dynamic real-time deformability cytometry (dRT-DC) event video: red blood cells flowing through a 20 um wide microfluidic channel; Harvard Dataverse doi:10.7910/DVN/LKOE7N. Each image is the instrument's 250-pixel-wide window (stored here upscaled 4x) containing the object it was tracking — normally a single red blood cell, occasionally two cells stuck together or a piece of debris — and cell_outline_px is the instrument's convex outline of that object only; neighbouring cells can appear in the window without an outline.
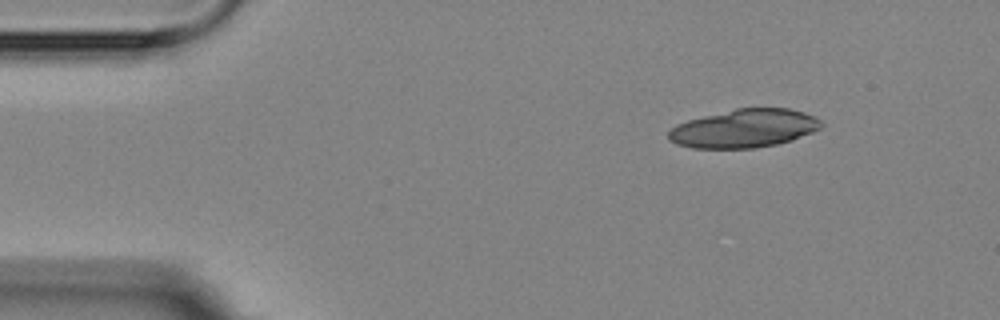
{"species": "Egyptian fruit bat (a non-hibernating species)", "species_latin": "Rousettus aegyptiacus", "temperature_condition": "room temperature", "stored_images_in_passage": 14, "camera_frame_rate_fps": 3000, "um_per_image_px": 0.085, "animal": {"sex": "female"}, "frame": {"image": 1, "passage_image": 1, "time_ms": 0.0, "image_size_px": [1000, 320], "cell_outline_px": [[824, 124], [820, 128], [812, 132], [792, 140], [776, 144], [756, 148], [692, 148], [676, 144], [668, 140], [668, 132], [676, 124], [688, 120], [736, 108], [788, 108], [804, 112], [816, 116]], "centroid_in_image_um": [63.26, 10.92], "position_along_channel_um": 21.7, "area_um2": 34.22}, "authors_computed_cell_mechanics": {"area_um2": 25.0563, "velocity_mm_per_s": 3.5837, "shape_relaxation_time_tau1_ms": 1.1645, "shape_relaxation_time_tau2_ms": 3.2334, "deformation_change_tau1": 0.2997, "deformation_change_tau2": 0.0767}}